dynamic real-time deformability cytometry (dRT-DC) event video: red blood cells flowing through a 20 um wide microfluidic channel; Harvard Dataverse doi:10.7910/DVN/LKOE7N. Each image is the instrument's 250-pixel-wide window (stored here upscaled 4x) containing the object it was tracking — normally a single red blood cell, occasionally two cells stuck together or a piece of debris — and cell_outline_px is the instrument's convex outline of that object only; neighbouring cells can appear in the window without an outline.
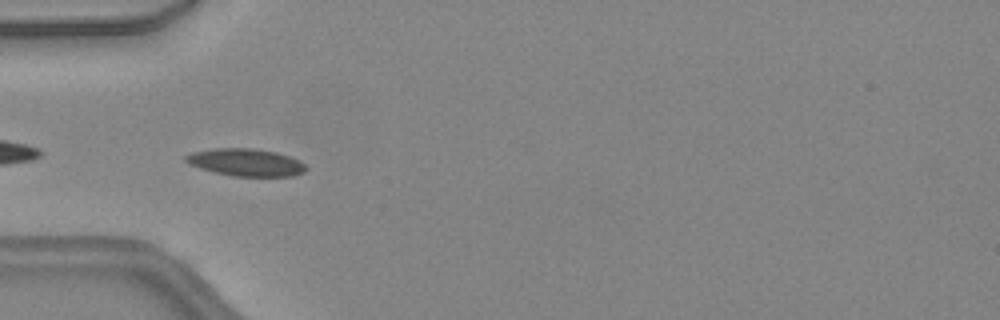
{"species": "common noctule bat (a hibernating species)", "species_latin": "Nyctalus noctula", "temperature_condition": "warm", "stored_images_in_passage": 32, "camera_frame_rate_fps": 3000, "um_per_image_px": 0.085, "animal": {"sex": "female", "body_mass_g": 24.6, "forearm_length_mm": 56.2}, "frame": {"image": 1, "passage_image": 1, "time_ms": 0.0, "image_size_px": [1000, 320], "cell_outline_px": [[308, 168], [304, 172], [292, 176], [232, 176], [200, 168], [188, 164], [184, 160], [184, 156], [192, 152], [216, 148], [248, 148], [276, 152], [300, 160]], "centroid_in_image_um": [20.89, 13.8], "position_along_channel_um": 64.1, "area_um2": 19.13}}
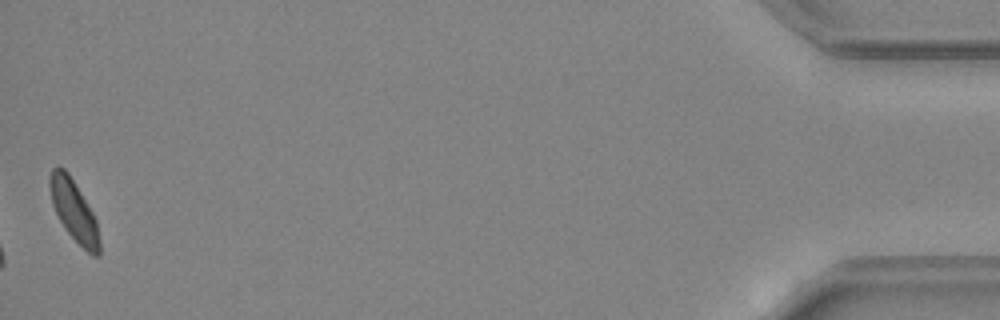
{"frame": {"image": 2, "passage_image": 32, "time_ms": 10.333, "image_size_px": [1000, 320], "cell_outline_px": [[100, 256], [92, 256], [64, 228], [52, 204], [48, 184], [48, 176], [52, 168], [56, 164], [64, 168], [68, 172], [92, 212], [96, 220], [100, 240]], "centroid_in_image_um": [6.26, 17.87], "position_along_channel_um": 428.9, "area_um2": 17.63}, "authors_computed_cell_mechanics": {"area_um2": 18.1492, "velocity_mm_per_s": 4.4738, "shape_relaxation_time_tau1_ms": 4.3551, "shape_relaxation_time_tau2_ms": 2.3469, "deformation_change_tau1": 0.1257, "deformation_change_tau2": 0.0814}}